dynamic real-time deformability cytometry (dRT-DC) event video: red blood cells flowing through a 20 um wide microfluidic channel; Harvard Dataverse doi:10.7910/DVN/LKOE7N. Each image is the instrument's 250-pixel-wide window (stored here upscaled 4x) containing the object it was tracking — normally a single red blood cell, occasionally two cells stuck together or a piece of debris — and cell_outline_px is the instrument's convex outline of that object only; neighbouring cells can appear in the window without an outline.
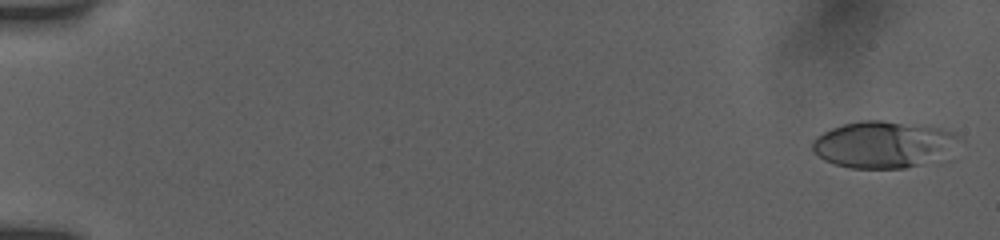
{"species": "human", "species_latin": "Homo sapiens", "temperature_condition": "room temperature", "stored_images_in_passage": 54, "camera_frame_rate_fps": 3000, "um_per_image_px": 0.085, "donor": {"sex": "female"}, "frame": {"image": 1, "passage_image": 2, "time_ms": 0.333, "image_size_px": [1000, 240], "cell_outline_px": [[956, 136], [920, 164], [904, 168], [852, 168], [836, 164], [824, 160], [812, 152], [812, 140], [816, 136], [832, 128], [844, 124], [860, 120], [880, 120], [924, 124], [956, 132]], "centroid_in_image_um": [74.82, 12.24], "position_along_channel_um": 10.2, "area_um2": 38.09}}
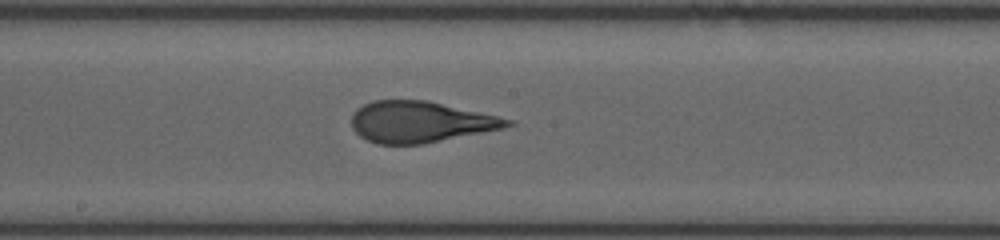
{"frame": {"image": 2, "passage_image": 31, "time_ms": 10.0, "image_size_px": [1000, 240], "cell_outline_px": [[516, 124], [504, 128], [420, 144], [380, 144], [368, 140], [360, 136], [352, 128], [352, 112], [356, 108], [372, 100], [428, 100], [500, 116], [516, 120]], "centroid_in_image_um": [35.74, 10.34], "position_along_channel_um": 212.5, "area_um2": 37.51}}
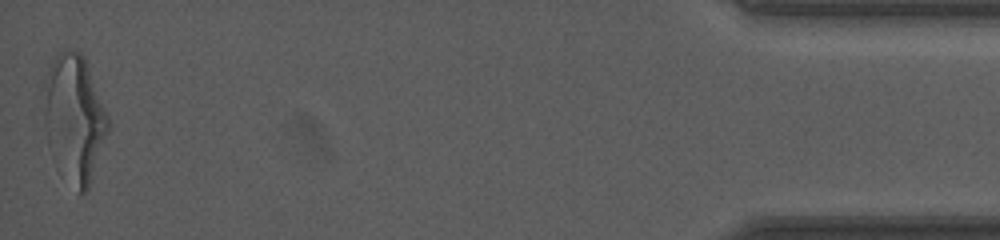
{"frame": {"image": 3, "passage_image": 54, "time_ms": 17.667, "image_size_px": [1000, 240], "cell_outline_px": [[112, 124], [88, 188], [84, 192], [80, 192], [48, 144], [48, 68], [56, 52], [80, 52], [84, 56]], "centroid_in_image_um": [6.45, 9.97], "position_along_channel_um": 428.8, "area_um2": 44.68}, "authors_computed_cell_mechanics": {"area_um2": 37.5122, "velocity_mm_per_s": 3.8958, "shape_relaxation_time_tau1_ms": 6.4219, "shape_relaxation_time_tau2_ms": 0.8696, "deformation_change_tau1": 0.2291, "deformation_change_tau2": 0.1073}}